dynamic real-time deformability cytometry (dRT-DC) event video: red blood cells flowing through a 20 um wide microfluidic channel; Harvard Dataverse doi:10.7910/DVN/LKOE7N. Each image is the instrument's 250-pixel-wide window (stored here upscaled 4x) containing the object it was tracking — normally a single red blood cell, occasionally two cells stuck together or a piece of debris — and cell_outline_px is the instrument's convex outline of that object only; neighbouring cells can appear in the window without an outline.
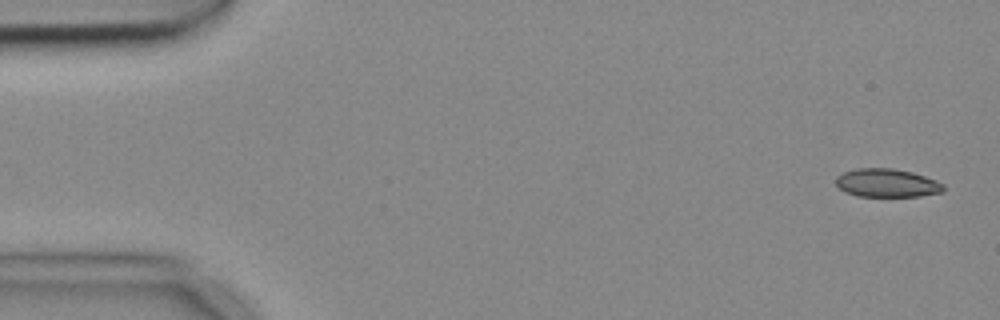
{"species": "common noctule bat (a hibernating species)", "species_latin": "Nyctalus noctula", "temperature_condition": "cold", "stored_images_in_passage": 4, "camera_frame_rate_fps": 3000, "um_per_image_px": 0.085, "animal": {"sex": "female", "body_mass_g": 18.4}, "frame": {"image": 1, "passage_image": 1, "time_ms": 0.0, "image_size_px": [1000, 320], "cell_outline_px": [[944, 192], [920, 196], [856, 196], [844, 192], [836, 184], [836, 176], [844, 172], [856, 168], [892, 168], [912, 172], [936, 180], [944, 184]], "centroid_in_image_um": [75.39, 15.55], "position_along_channel_um": 9.6, "area_um2": 17.86}}
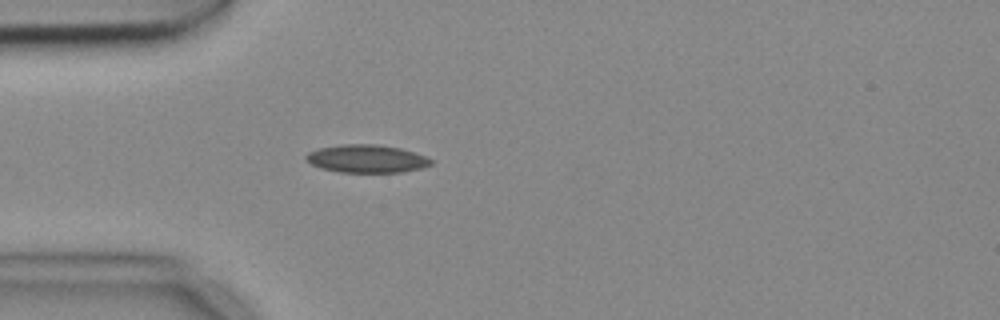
{"frame": {"image": 2, "passage_image": 4, "time_ms": 1.0, "image_size_px": [1000, 320], "cell_outline_px": [[432, 164], [424, 168], [400, 172], [340, 172], [320, 168], [304, 160], [304, 156], [308, 152], [320, 148], [344, 144], [376, 144], [400, 148], [424, 156], [432, 160]], "centroid_in_image_um": [31.14, 13.49], "position_along_channel_um": 53.9, "area_um2": 20.29}}